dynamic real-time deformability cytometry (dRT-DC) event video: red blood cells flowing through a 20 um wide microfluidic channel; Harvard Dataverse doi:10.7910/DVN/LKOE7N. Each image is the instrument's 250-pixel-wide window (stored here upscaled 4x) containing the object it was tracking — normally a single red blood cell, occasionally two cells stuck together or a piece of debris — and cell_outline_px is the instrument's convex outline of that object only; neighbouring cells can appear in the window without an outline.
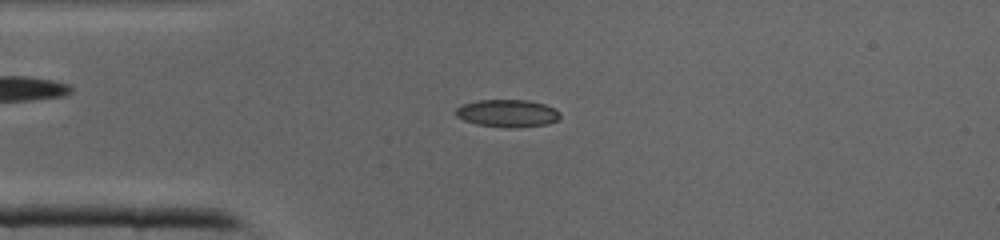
{"species": "common noctule bat (a hibernating species)", "species_latin": "Nyctalus noctula", "temperature_condition": "cold", "stored_images_in_passage": 40, "camera_frame_rate_fps": 3000, "um_per_image_px": 0.085, "animal": {"sex": "male", "body_mass_g": 19.0, "forearm_length_mm": 50.8}, "frame": {"image": 1, "passage_image": 9, "time_ms": 2.667, "image_size_px": [1000, 240], "cell_outline_px": [[560, 116], [556, 120], [548, 124], [508, 128], [476, 124], [464, 120], [456, 116], [456, 108], [460, 104], [476, 100], [528, 100], [544, 104], [556, 108], [560, 112]], "centroid_in_image_um": [43.12, 9.62], "position_along_channel_um": 41.9, "area_um2": 16.82}}
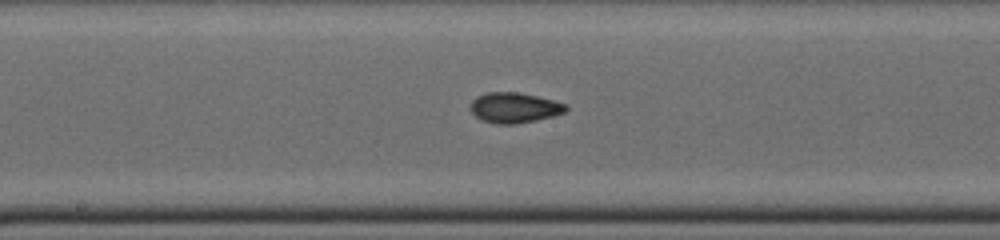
{"frame": {"image": 2, "passage_image": 20, "time_ms": 6.333, "image_size_px": [1000, 240], "cell_outline_px": [[568, 108], [564, 112], [552, 116], [536, 120], [516, 124], [496, 124], [480, 120], [472, 112], [472, 100], [476, 96], [488, 92], [516, 92], [536, 96], [568, 104]], "centroid_in_image_um": [43.72, 9.16], "position_along_channel_um": 204.5, "area_um2": 16.76}}
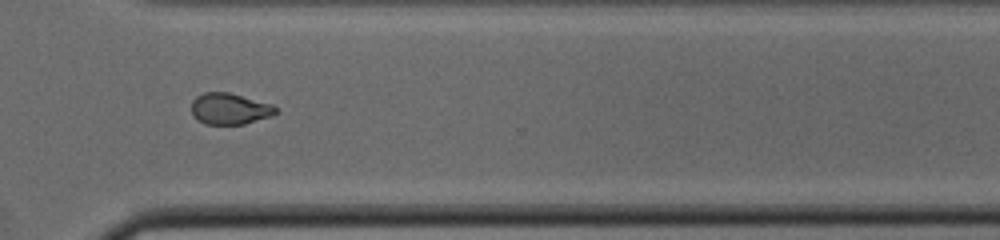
{"frame": {"image": 3, "passage_image": 29, "time_ms": 9.333, "image_size_px": [1000, 240], "cell_outline_px": [[276, 112], [272, 116], [244, 124], [204, 124], [192, 112], [192, 100], [196, 96], [204, 92], [228, 92], [272, 104], [276, 108]], "centroid_in_image_um": [19.53, 9.24], "position_along_channel_um": 351.1, "area_um2": 15.2}}